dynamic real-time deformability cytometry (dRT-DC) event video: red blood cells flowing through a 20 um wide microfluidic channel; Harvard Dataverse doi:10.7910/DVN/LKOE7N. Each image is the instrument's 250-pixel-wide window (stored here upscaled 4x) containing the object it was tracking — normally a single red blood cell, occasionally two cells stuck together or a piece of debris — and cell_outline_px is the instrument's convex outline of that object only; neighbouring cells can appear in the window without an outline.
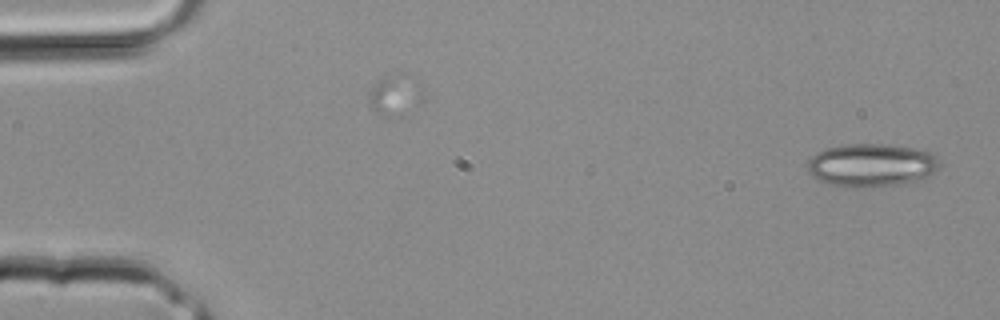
{"species": "common noctule bat (a hibernating species)", "species_latin": "Nyctalus noctula", "temperature_condition": "room temperature", "stored_images_in_passage": 4, "camera_frame_rate_fps": 3000, "um_per_image_px": 0.085, "animal": {"sex": "male", "body_mass_g": 20.4}, "frame": {"image": 1, "passage_image": 1, "time_ms": 0.0, "image_size_px": [1000, 320], "cell_outline_px": [[940, 168], [936, 172], [924, 180], [900, 184], [828, 184], [812, 176], [808, 172], [808, 160], [816, 152], [824, 148], [844, 144], [884, 144], [912, 148], [928, 152], [936, 156], [940, 160]], "centroid_in_image_um": [74.12, 13.99], "position_along_channel_um": 10.9, "area_um2": 32.54}}